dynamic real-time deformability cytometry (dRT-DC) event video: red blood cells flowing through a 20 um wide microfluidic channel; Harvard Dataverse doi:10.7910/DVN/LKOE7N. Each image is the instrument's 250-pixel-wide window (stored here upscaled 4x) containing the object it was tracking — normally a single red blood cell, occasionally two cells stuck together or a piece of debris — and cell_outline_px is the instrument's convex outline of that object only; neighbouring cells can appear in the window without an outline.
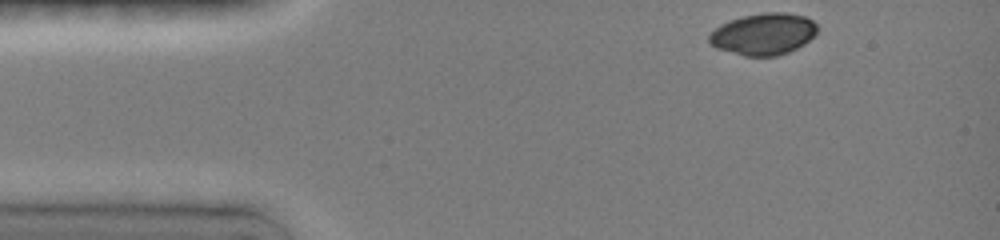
{"species": "common noctule bat (a hibernating species)", "species_latin": "Nyctalus noctula", "temperature_condition": "room temperature", "stored_images_in_passage": 12, "camera_frame_rate_fps": 3000, "um_per_image_px": 0.085, "animal": {"sex": "female", "body_mass_g": 19.0, "forearm_length_mm": 51.5}, "frame": {"image": 1, "passage_image": 1, "time_ms": 0.0, "image_size_px": [1000, 240], "cell_outline_px": [[816, 32], [804, 44], [788, 52], [776, 56], [744, 56], [716, 48], [708, 40], [708, 36], [720, 24], [744, 16], [764, 12], [780, 12], [804, 16], [812, 20], [816, 24]], "centroid_in_image_um": [64.88, 2.9], "position_along_channel_um": 20.1, "area_um2": 25.95}}
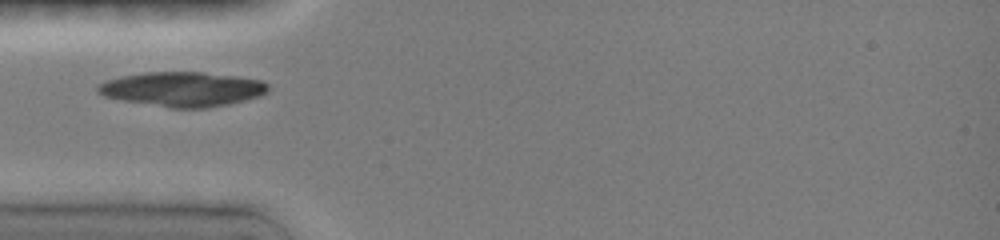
{"frame": {"image": 2, "passage_image": 9, "time_ms": 3.0, "image_size_px": [1000, 240], "cell_outline_px": [[268, 92], [260, 96], [228, 104], [208, 108], [172, 108], [124, 100], [104, 96], [96, 92], [96, 88], [100, 84], [108, 80], [120, 76], [144, 72], [204, 72], [236, 76], [260, 80], [268, 84]], "centroid_in_image_um": [15.53, 7.57], "position_along_channel_um": 69.5, "area_um2": 34.22}}
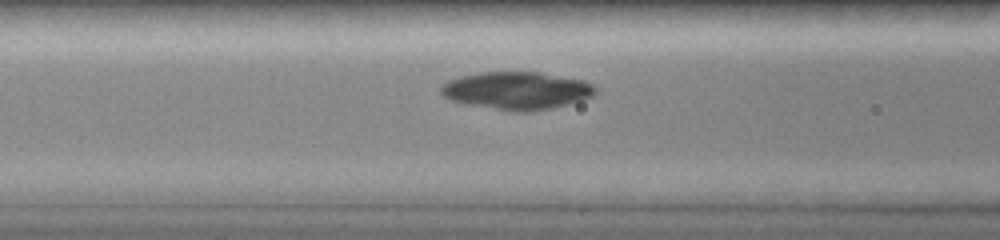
{"frame": {"image": 3, "passage_image": 12, "time_ms": 4.333, "image_size_px": [1000, 240], "cell_outline_px": [[596, 92], [592, 96], [580, 100], [552, 108], [528, 112], [512, 112], [468, 104], [448, 100], [440, 92], [440, 88], [448, 80], [460, 76], [480, 72], [540, 72], [584, 80], [592, 84], [596, 88]], "centroid_in_image_um": [43.91, 7.7], "position_along_channel_um": 122.7, "area_um2": 33.99}}